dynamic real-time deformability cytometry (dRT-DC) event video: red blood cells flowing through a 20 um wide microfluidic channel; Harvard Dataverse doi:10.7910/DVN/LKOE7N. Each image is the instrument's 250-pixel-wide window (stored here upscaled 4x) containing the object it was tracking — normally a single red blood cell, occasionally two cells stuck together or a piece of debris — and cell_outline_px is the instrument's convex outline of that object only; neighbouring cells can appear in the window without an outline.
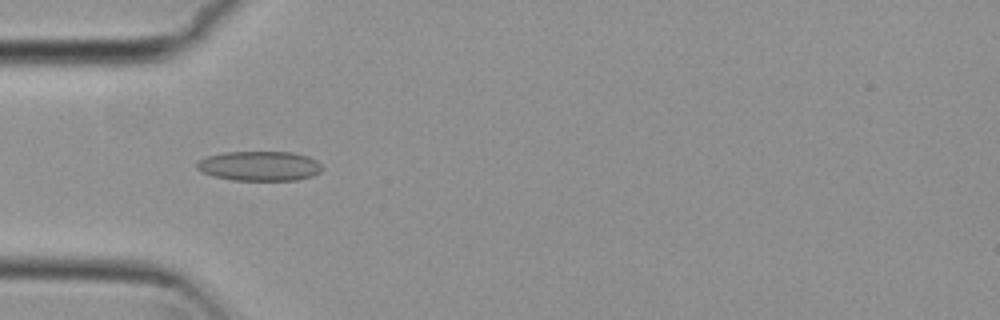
{"species": "common noctule bat (a hibernating species)", "species_latin": "Nyctalus noctula", "temperature_condition": "cold", "stored_images_in_passage": 54, "camera_frame_rate_fps": 3000, "um_per_image_px": 0.085, "animal": {"sex": "female", "body_mass_g": 29.2, "forearm_length_mm": 56.3}, "frame": {"image": 1, "passage_image": 16, "time_ms": 5.0, "image_size_px": [1000, 320], "cell_outline_px": [[324, 168], [320, 172], [312, 176], [296, 180], [232, 180], [212, 176], [196, 168], [196, 164], [200, 160], [208, 156], [224, 152], [292, 152], [308, 156], [316, 160]], "centroid_in_image_um": [22.08, 14.11], "position_along_channel_um": 62.9, "area_um2": 21.68}}
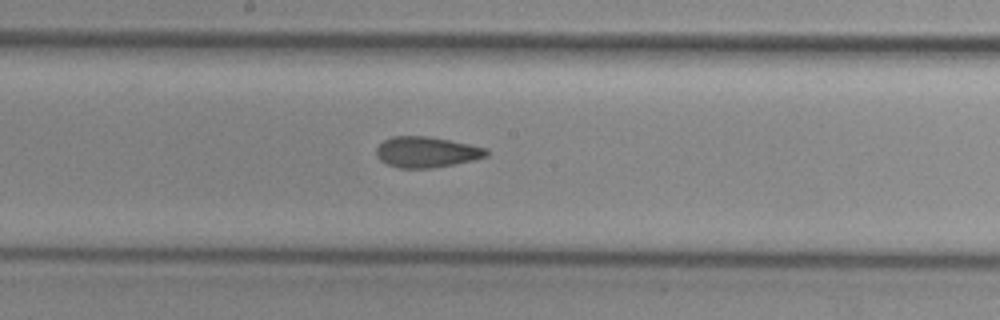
{"frame": {"image": 2, "passage_image": 28, "time_ms": 9.0, "image_size_px": [1000, 320], "cell_outline_px": [[488, 156], [472, 160], [432, 168], [400, 168], [388, 164], [380, 160], [376, 156], [376, 148], [384, 140], [392, 136], [428, 136], [488, 148]], "centroid_in_image_um": [36.24, 12.92], "position_along_channel_um": 212.0, "area_um2": 19.59}}
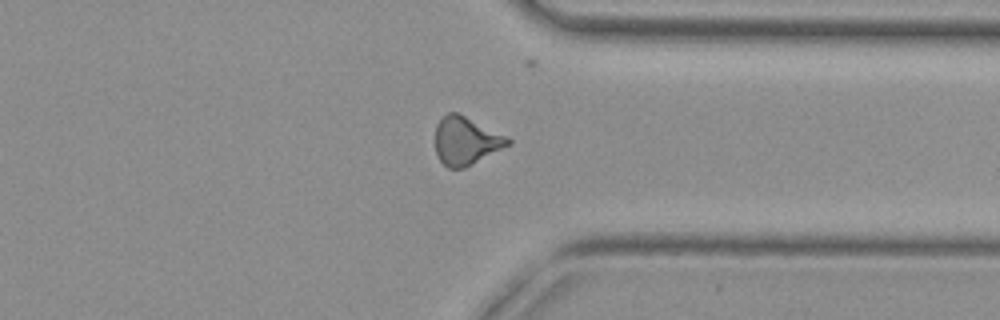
{"frame": {"image": 3, "passage_image": 41, "time_ms": 13.333, "image_size_px": [1000, 320], "cell_outline_px": [[512, 144], [464, 168], [448, 168], [440, 160], [436, 152], [436, 124], [448, 112], [456, 112], [508, 136], [512, 140]], "centroid_in_image_um": [39.63, 11.97], "position_along_channel_um": 371.8, "area_um2": 20.23}, "authors_computed_cell_mechanics": {"area_um2": 20.0566, "velocity_mm_per_s": 3.7546, "shape_relaxation_time_tau1_ms": null, "shape_relaxation_time_tau2_ms": 3.1567, "deformation_change_tau1": null, "deformation_change_tau2": 0.112}}